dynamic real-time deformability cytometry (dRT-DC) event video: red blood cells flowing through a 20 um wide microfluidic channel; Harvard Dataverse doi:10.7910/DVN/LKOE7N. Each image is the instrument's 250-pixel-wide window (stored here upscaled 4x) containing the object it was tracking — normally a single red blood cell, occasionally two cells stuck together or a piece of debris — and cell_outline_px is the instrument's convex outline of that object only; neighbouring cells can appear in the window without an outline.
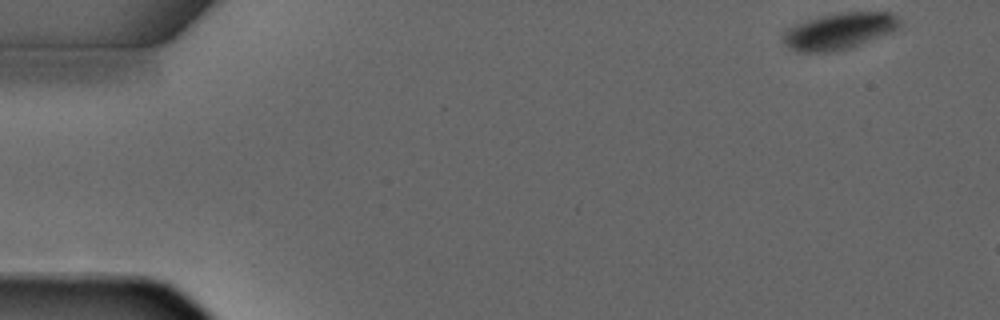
{"species": "common noctule bat (a hibernating species)", "species_latin": "Nyctalus noctula", "temperature_condition": "warm", "stored_images_in_passage": 3, "camera_frame_rate_fps": 3000, "um_per_image_px": 0.085, "animal": {"sex": "male", "forearm_length_mm": 52.5}, "frame": {"image": 1, "passage_image": 1, "time_ms": 0.0, "image_size_px": [1000, 320], "cell_outline_px": [[900, 28], [848, 48], [828, 52], [796, 52], [788, 48], [784, 44], [780, 36], [784, 28], [792, 24], [816, 16], [840, 12], [892, 12], [900, 20]], "centroid_in_image_um": [71.21, 2.62], "position_along_channel_um": 13.8, "area_um2": 25.14}}